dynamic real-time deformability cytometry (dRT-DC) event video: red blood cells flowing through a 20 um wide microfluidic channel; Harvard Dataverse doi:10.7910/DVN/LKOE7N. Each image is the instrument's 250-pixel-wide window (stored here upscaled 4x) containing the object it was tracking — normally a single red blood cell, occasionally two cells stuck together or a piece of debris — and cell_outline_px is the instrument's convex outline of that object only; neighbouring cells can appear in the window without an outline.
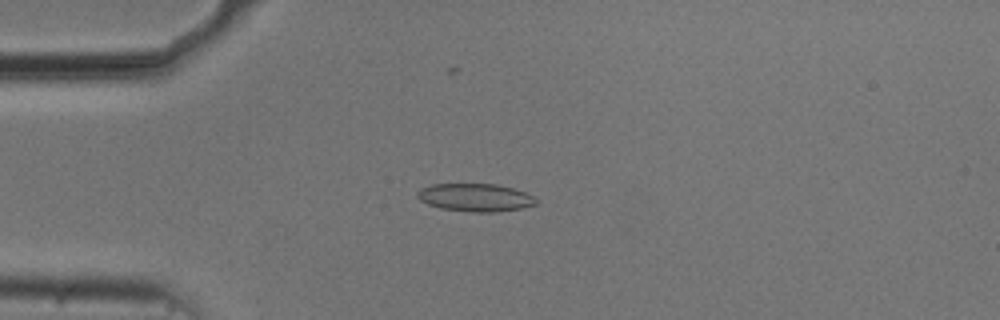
{"species": "common noctule bat (a hibernating species)", "species_latin": "Nyctalus noctula", "temperature_condition": "cold", "stored_images_in_passage": 55, "camera_frame_rate_fps": 3000, "um_per_image_px": 0.085, "animal": {"sex": "male", "body_mass_g": 20.5, "forearm_length_mm": 52.5}, "frame": {"image": 1, "passage_image": 14, "time_ms": 4.333, "image_size_px": [1000, 320], "cell_outline_px": [[536, 204], [520, 208], [496, 212], [472, 212], [440, 208], [428, 204], [420, 200], [416, 196], [416, 192], [420, 188], [432, 184], [496, 184], [512, 188], [524, 192], [532, 196], [536, 200]], "centroid_in_image_um": [40.35, 16.78], "position_along_channel_um": 44.7, "area_um2": 19.19}}
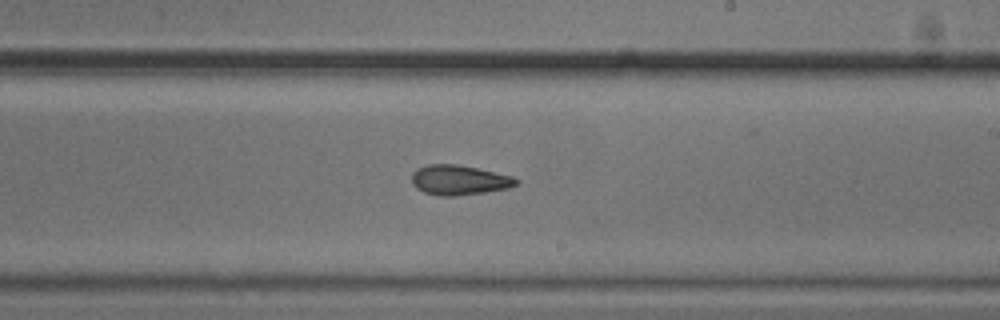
{"frame": {"image": 2, "passage_image": 32, "time_ms": 10.333, "image_size_px": [1000, 320], "cell_outline_px": [[520, 184], [508, 188], [484, 192], [456, 196], [440, 196], [424, 192], [416, 188], [412, 184], [412, 172], [416, 168], [428, 164], [460, 164], [512, 176], [520, 180]], "centroid_in_image_um": [39.02, 15.3], "position_along_channel_um": 250.0, "area_um2": 18.38}}
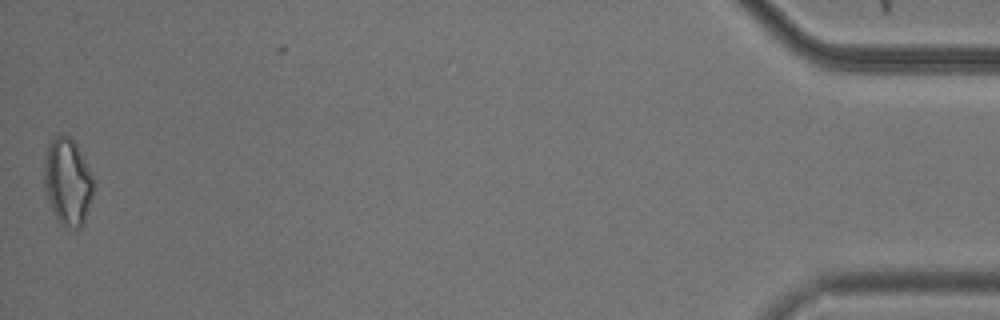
{"frame": {"image": 3, "passage_image": 54, "time_ms": 17.667, "image_size_px": [1000, 320], "cell_outline_px": [[92, 196], [84, 224], [80, 228], [76, 228], [60, 224], [48, 200], [44, 188], [44, 164], [48, 144], [60, 132], [68, 136], [76, 144], [92, 172]], "centroid_in_image_um": [5.74, 15.43], "position_along_channel_um": 429.5, "area_um2": 24.85}, "authors_computed_cell_mechanics": {"area_um2": 18.6694, "velocity_mm_per_s": 3.7226, "shape_relaxation_time_tau1_ms": 3.564, "shape_relaxation_time_tau2_ms": 3.5408, "deformation_change_tau1": 0.115, "deformation_change_tau2": 0.1146}}